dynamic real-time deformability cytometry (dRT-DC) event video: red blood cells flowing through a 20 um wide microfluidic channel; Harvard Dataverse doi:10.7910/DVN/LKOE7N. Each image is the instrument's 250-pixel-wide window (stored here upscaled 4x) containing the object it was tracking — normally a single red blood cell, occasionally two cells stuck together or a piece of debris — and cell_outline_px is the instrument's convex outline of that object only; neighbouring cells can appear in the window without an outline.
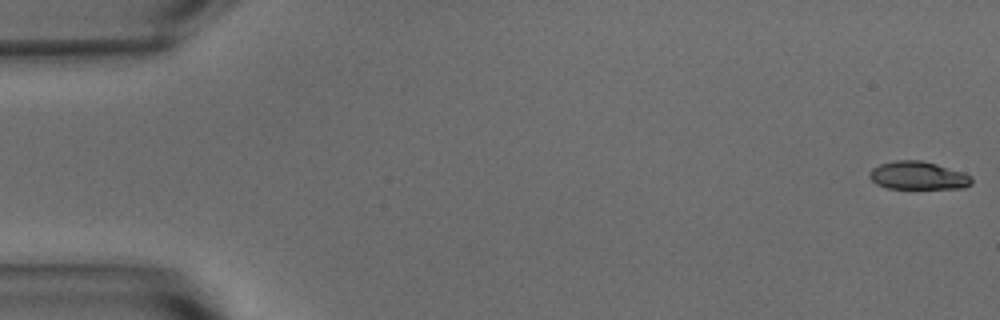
{"species": "common noctule bat (a hibernating species)", "species_latin": "Nyctalus noctula", "temperature_condition": "warm", "stored_images_in_passage": 54, "camera_frame_rate_fps": 3000, "um_per_image_px": 0.085, "animal": {"sex": "male", "body_mass_g": 15.6}, "frame": {"image": 1, "passage_image": 1, "time_ms": 0.0, "image_size_px": [1000, 320], "cell_outline_px": [[972, 184], [964, 188], [888, 188], [876, 184], [868, 176], [868, 172], [872, 168], [880, 164], [896, 160], [920, 160], [936, 164], [964, 172], [972, 176]], "centroid_in_image_um": [78.04, 14.92], "position_along_channel_um": 7.0, "area_um2": 16.76}}
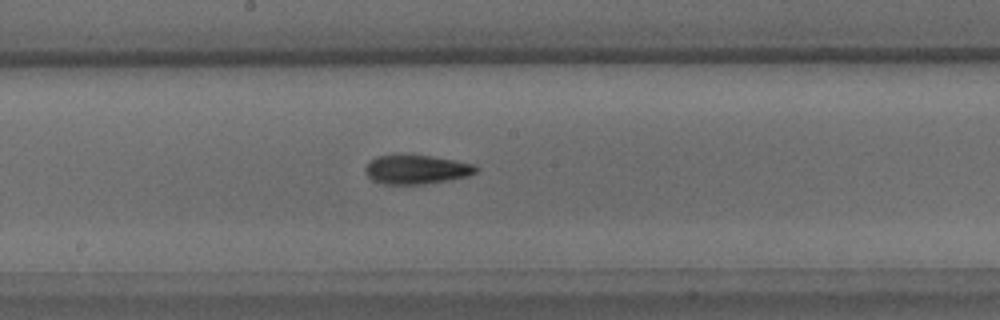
{"frame": {"image": 2, "passage_image": 29, "time_ms": 9.333, "image_size_px": [1000, 320], "cell_outline_px": [[480, 168], [476, 172], [468, 176], [424, 184], [380, 184], [372, 180], [368, 176], [364, 168], [376, 156], [400, 152], [432, 156], [476, 164]], "centroid_in_image_um": [35.38, 14.37], "position_along_channel_um": 212.8, "area_um2": 19.31}}
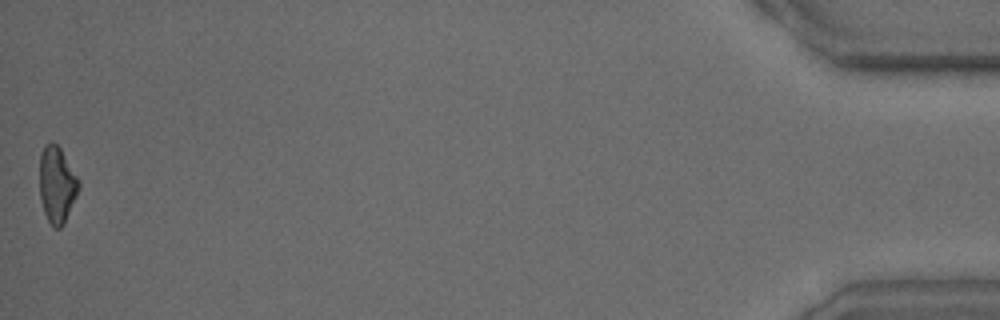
{"frame": {"image": 3, "passage_image": 54, "time_ms": 17.667, "image_size_px": [1000, 320], "cell_outline_px": [[80, 188], [64, 224], [60, 228], [56, 228], [48, 220], [44, 212], [40, 200], [40, 152], [44, 144], [52, 140], [60, 148], [80, 180]], "centroid_in_image_um": [4.84, 15.66], "position_along_channel_um": 430.4, "area_um2": 17.57}, "authors_computed_cell_mechanics": {"area_um2": 17.8602, "velocity_mm_per_s": 3.7642, "shape_relaxation_time_tau1_ms": 6.4683, "shape_relaxation_time_tau2_ms": 3.1767, "deformation_change_tau1": 0.1983, "deformation_change_tau2": 0.1145}}